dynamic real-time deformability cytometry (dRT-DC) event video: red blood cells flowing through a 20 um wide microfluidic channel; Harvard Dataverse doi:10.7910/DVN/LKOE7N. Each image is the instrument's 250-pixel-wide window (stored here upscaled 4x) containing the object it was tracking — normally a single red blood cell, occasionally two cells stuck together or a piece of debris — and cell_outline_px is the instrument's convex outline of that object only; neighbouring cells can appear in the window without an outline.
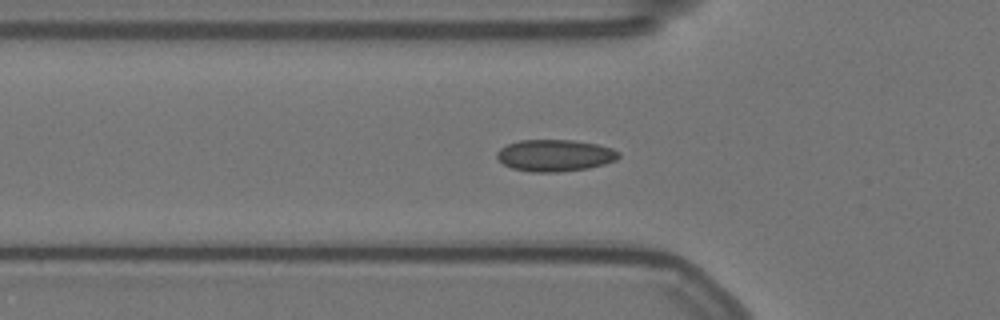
{"species": "Egyptian fruit bat (a non-hibernating species)", "species_latin": "Rousettus aegyptiacus", "temperature_condition": "warm", "stored_images_in_passage": 47, "camera_frame_rate_fps": 3000, "um_per_image_px": 0.085, "animal": {"sex": "female"}, "frame": {"image": 1, "passage_image": 8, "time_ms": 2.333, "image_size_px": [1000, 320], "cell_outline_px": [[620, 156], [616, 160], [604, 164], [588, 168], [560, 172], [532, 172], [512, 168], [504, 164], [496, 156], [496, 152], [500, 148], [508, 144], [520, 140], [572, 140], [596, 144], [612, 148], [620, 152]], "centroid_in_image_um": [47.17, 13.21], "position_along_channel_um": 78.6, "area_um2": 22.54}}
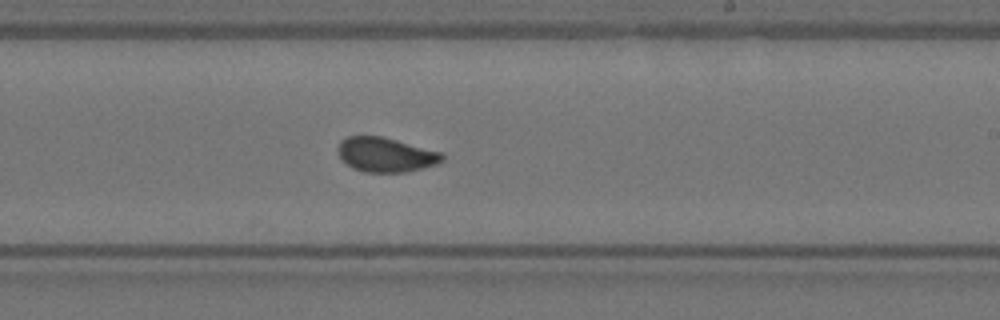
{"frame": {"image": 2, "passage_image": 23, "time_ms": 7.333, "image_size_px": [1000, 320], "cell_outline_px": [[444, 160], [436, 164], [424, 168], [404, 172], [364, 172], [352, 168], [340, 160], [336, 148], [340, 140], [348, 136], [380, 136], [396, 140], [440, 152], [444, 156]], "centroid_in_image_um": [32.72, 13.16], "position_along_channel_um": 256.3, "area_um2": 21.04}}
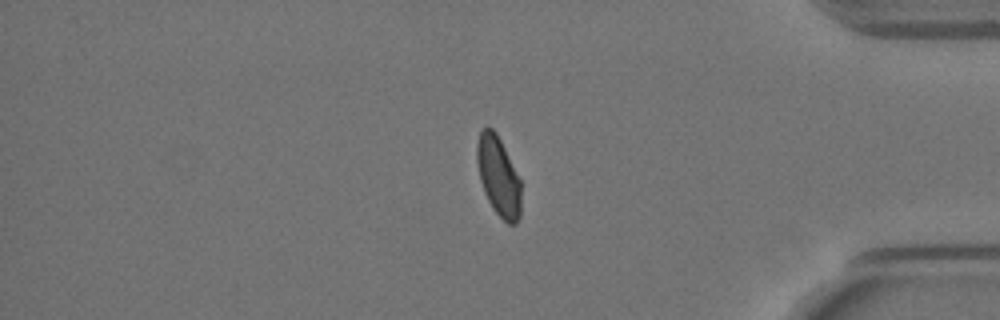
{"frame": {"image": 3, "passage_image": 37, "time_ms": 12.0, "image_size_px": [1000, 320], "cell_outline_px": [[520, 216], [516, 224], [508, 224], [492, 208], [484, 192], [480, 180], [476, 160], [476, 144], [480, 132], [484, 128], [492, 128], [496, 132], [520, 180]], "centroid_in_image_um": [42.35, 14.99], "position_along_channel_um": 392.9, "area_um2": 20.17}, "authors_computed_cell_mechanics": {"area_um2": 21.2704, "velocity_mm_per_s": 3.5348, "shape_relaxation_time_tau1_ms": 7.2444, "shape_relaxation_time_tau2_ms": null, "deformation_change_tau1": 0.1273, "deformation_change_tau2": null}}